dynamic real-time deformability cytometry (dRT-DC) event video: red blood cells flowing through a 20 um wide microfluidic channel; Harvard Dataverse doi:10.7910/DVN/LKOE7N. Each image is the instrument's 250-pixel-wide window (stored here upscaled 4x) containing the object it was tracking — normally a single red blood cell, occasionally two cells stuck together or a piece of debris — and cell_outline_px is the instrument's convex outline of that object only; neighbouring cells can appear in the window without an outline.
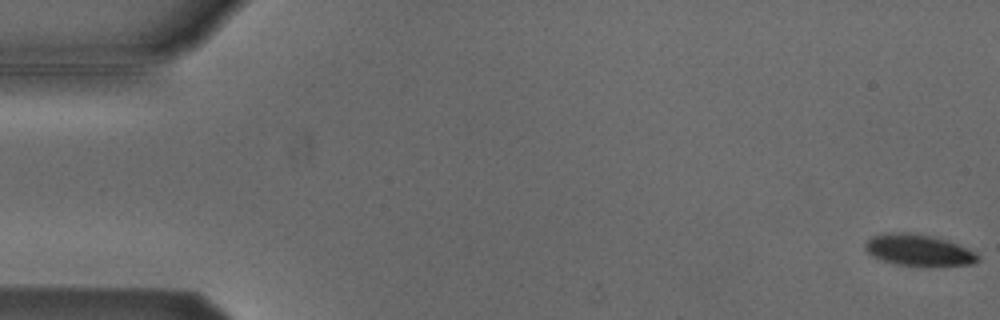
{"species": "Egyptian fruit bat (a non-hibernating species)", "species_latin": "Rousettus aegyptiacus", "temperature_condition": "cold", "stored_images_in_passage": 6, "camera_frame_rate_fps": 3000, "um_per_image_px": 0.085, "animal": {"sex": "male"}, "frame": {"image": 1, "passage_image": 1, "time_ms": 0.0, "image_size_px": [1000, 320], "cell_outline_px": [[980, 260], [972, 264], [896, 264], [880, 260], [872, 256], [864, 248], [864, 244], [872, 236], [884, 232], [908, 232], [928, 236], [944, 240], [956, 244], [976, 252], [980, 256]], "centroid_in_image_um": [78.01, 21.23], "position_along_channel_um": 7.0, "area_um2": 20.0}}
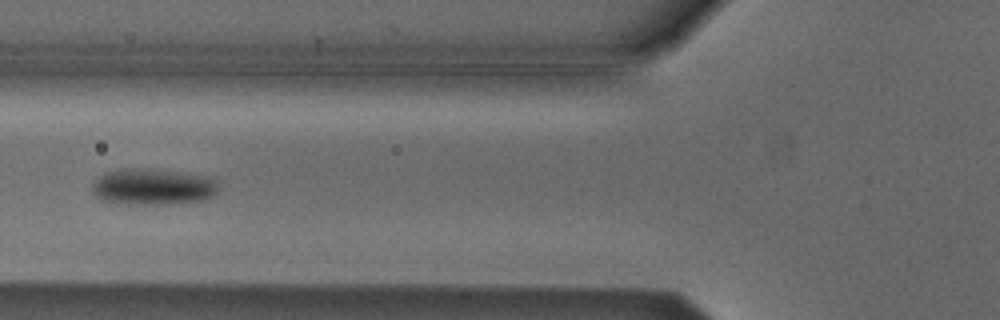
{"frame": {"image": 2, "passage_image": 6, "time_ms": 1.667, "image_size_px": [1000, 320], "cell_outline_px": [[216, 192], [208, 200], [148, 204], [132, 204], [100, 200], [92, 192], [92, 184], [100, 176], [108, 172], [124, 168], [132, 168], [176, 172], [216, 180]], "centroid_in_image_um": [12.92, 15.89], "position_along_channel_um": 112.9, "area_um2": 25.78}}